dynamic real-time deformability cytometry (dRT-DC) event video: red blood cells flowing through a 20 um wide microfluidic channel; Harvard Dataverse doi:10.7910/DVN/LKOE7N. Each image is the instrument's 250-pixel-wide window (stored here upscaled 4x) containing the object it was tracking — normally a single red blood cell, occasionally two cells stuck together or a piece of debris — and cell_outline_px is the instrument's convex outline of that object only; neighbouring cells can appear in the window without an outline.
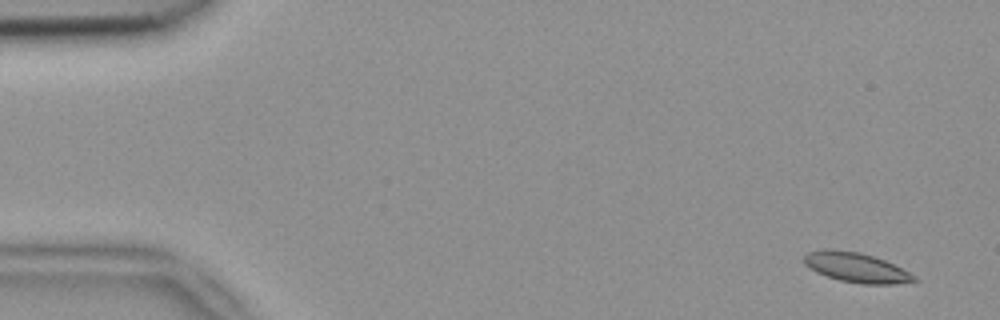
{"species": "common noctule bat (a hibernating species)", "species_latin": "Nyctalus noctula", "temperature_condition": "room temperature", "stored_images_in_passage": 4, "camera_frame_rate_fps": 3000, "um_per_image_px": 0.085, "animal": {"sex": "female", "body_mass_g": 18.4}, "frame": {"image": 1, "passage_image": 1, "time_ms": 0.0, "image_size_px": [1000, 320], "cell_outline_px": [[920, 280], [896, 284], [860, 284], [840, 280], [816, 272], [808, 268], [804, 264], [804, 256], [808, 252], [824, 248], [832, 248], [860, 252], [884, 260], [916, 276]], "centroid_in_image_um": [72.74, 22.73], "position_along_channel_um": 12.3, "area_um2": 19.13}}